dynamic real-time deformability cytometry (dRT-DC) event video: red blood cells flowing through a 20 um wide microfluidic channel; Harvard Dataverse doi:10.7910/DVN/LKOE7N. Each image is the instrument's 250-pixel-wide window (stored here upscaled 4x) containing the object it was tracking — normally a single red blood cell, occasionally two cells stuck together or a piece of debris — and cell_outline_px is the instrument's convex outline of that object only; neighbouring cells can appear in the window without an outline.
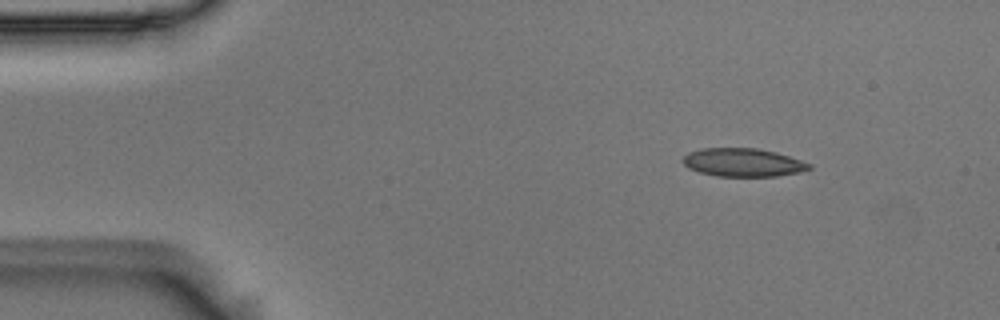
{"species": "Egyptian fruit bat (a non-hibernating species)", "species_latin": "Rousettus aegyptiacus", "temperature_condition": "room temperature", "stored_images_in_passage": 3, "camera_frame_rate_fps": 3000, "um_per_image_px": 0.085, "animal": {"sex": "male"}, "frame": {"image": 1, "passage_image": 1, "time_ms": 0.0, "image_size_px": [1000, 320], "cell_outline_px": [[812, 168], [800, 172], [776, 176], [716, 176], [700, 172], [688, 168], [680, 160], [688, 152], [700, 148], [756, 148], [776, 152], [812, 164]], "centroid_in_image_um": [63.12, 13.8], "position_along_channel_um": 21.9, "area_um2": 20.87}}